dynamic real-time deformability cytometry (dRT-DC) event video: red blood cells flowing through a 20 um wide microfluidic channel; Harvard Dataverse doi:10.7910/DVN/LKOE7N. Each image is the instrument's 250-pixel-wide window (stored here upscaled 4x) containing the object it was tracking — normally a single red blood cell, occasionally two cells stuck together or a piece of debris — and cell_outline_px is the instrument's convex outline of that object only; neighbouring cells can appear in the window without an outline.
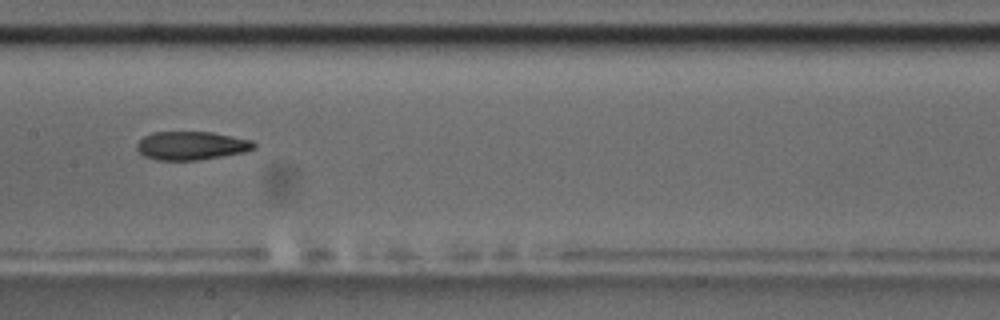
{"species": "common noctule bat (a hibernating species)", "species_latin": "Nyctalus noctula", "temperature_condition": "room temperature", "stored_images_in_passage": 6, "camera_frame_rate_fps": 3000, "um_per_image_px": 0.085, "animal": {"sex": "male", "body_mass_g": 17.5, "forearm_length_mm": 52.3}, "frame": {"image": 1, "passage_image": 4, "time_ms": 4.333, "image_size_px": [1000, 320], "cell_outline_px": [[256, 148], [244, 152], [200, 160], [156, 160], [144, 156], [136, 148], [136, 144], [144, 136], [152, 132], [212, 132], [252, 140], [256, 144]], "centroid_in_image_um": [16.27, 12.38], "position_along_channel_um": 191.1, "area_um2": 19.48}}